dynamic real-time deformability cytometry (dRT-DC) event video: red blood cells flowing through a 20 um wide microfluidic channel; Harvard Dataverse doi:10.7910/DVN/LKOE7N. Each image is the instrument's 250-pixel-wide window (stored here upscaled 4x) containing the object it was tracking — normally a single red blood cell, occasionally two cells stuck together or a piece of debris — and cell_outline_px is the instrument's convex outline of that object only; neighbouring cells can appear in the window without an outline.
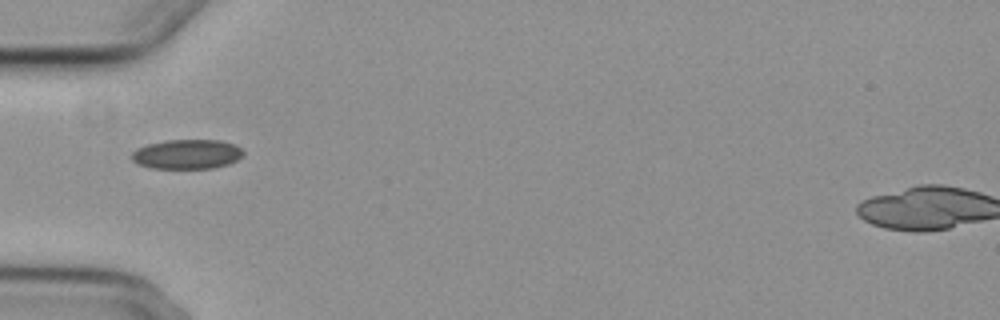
{"species": "common noctule bat (a hibernating species)", "species_latin": "Nyctalus noctula", "temperature_condition": "cold", "stored_images_in_passage": 3, "camera_frame_rate_fps": 3000, "um_per_image_px": 0.085, "animal": {"sex": "female", "body_mass_g": 29.2, "forearm_length_mm": 56.3}, "frame": {"image": 1, "passage_image": 1, "time_ms": 0.0, "image_size_px": [1000, 320], "cell_outline_px": [[244, 152], [236, 160], [228, 164], [212, 168], [152, 168], [136, 164], [132, 160], [132, 152], [136, 148], [148, 144], [164, 140], [220, 140], [236, 144]], "centroid_in_image_um": [15.87, 13.1], "position_along_channel_um": 69.1, "area_um2": 19.25}}
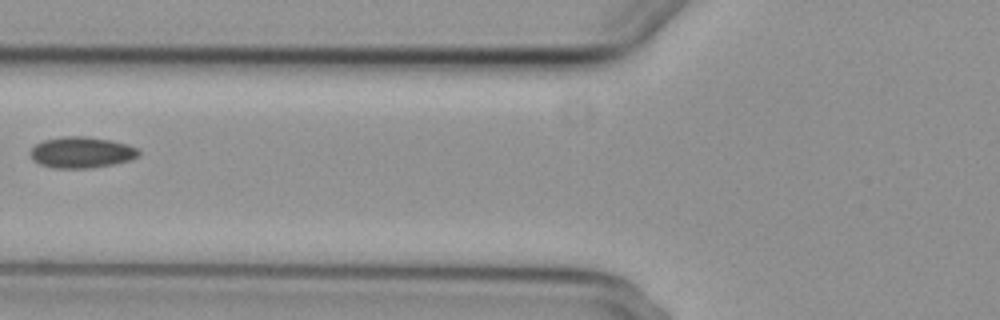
{"frame": {"image": 2, "passage_image": 2, "time_ms": 1.333, "image_size_px": [1000, 320], "cell_outline_px": [[140, 156], [132, 160], [112, 164], [88, 168], [52, 168], [40, 164], [32, 160], [28, 152], [36, 144], [44, 140], [64, 136], [84, 136], [112, 140], [128, 144], [140, 148]], "centroid_in_image_um": [6.95, 12.95], "position_along_channel_um": 118.8, "area_um2": 19.94}}
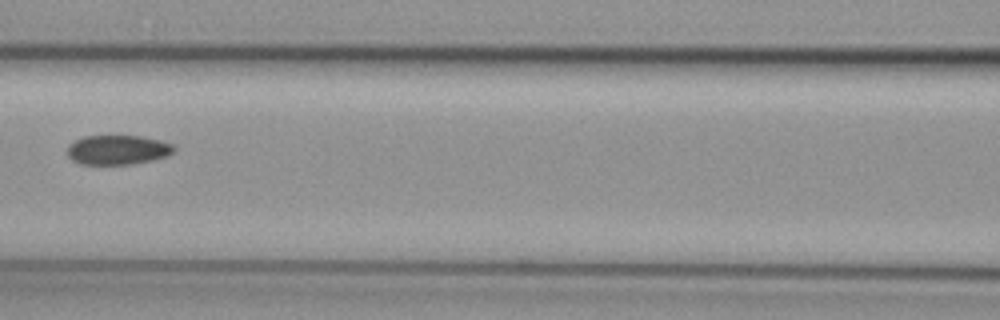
{"frame": {"image": 3, "passage_image": 3, "time_ms": 2.333, "image_size_px": [1000, 320], "cell_outline_px": [[176, 152], [168, 156], [152, 160], [132, 164], [80, 164], [72, 160], [68, 156], [68, 144], [84, 136], [140, 136], [160, 140], [172, 144], [176, 148]], "centroid_in_image_um": [10.03, 12.74], "position_along_channel_um": 156.6, "area_um2": 18.44}}